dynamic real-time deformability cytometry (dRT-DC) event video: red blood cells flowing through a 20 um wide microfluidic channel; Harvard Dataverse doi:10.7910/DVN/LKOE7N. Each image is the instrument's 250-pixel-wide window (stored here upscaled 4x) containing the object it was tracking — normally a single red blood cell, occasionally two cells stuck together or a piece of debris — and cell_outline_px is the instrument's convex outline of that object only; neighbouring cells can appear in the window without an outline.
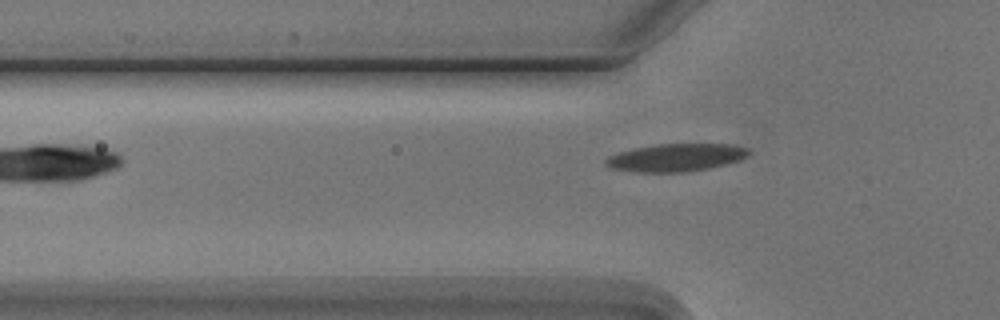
{"species": "Egyptian fruit bat (a non-hibernating species)", "species_latin": "Rousettus aegyptiacus", "temperature_condition": "cold", "stored_images_in_passage": 5, "camera_frame_rate_fps": 3000, "um_per_image_px": 0.085, "animal": {"sex": "male"}, "frame": {"image": 1, "passage_image": 5, "time_ms": 4.667, "image_size_px": [1000, 320], "cell_outline_px": [[752, 152], [748, 156], [740, 160], [708, 168], [688, 172], [636, 172], [612, 168], [604, 164], [604, 160], [608, 156], [620, 152], [636, 148], [656, 144], [732, 144], [748, 148]], "centroid_in_image_um": [57.48, 13.39], "position_along_channel_um": 68.3, "area_um2": 23.12}}